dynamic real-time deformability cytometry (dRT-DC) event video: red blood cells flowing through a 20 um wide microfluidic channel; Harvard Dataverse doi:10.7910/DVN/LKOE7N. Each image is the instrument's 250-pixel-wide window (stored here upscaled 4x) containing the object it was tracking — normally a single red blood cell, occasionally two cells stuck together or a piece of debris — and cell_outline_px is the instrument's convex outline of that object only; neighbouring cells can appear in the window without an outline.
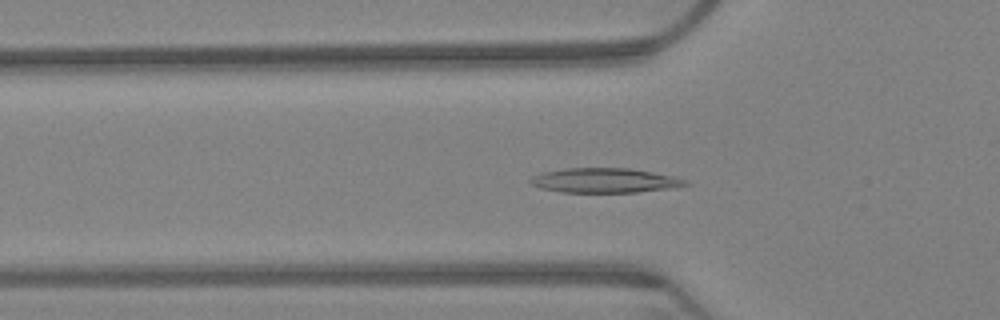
{"species": "Egyptian fruit bat (a non-hibernating species)", "species_latin": "Rousettus aegyptiacus", "temperature_condition": "warm", "stored_images_in_passage": 66, "camera_frame_rate_fps": 3000, "um_per_image_px": 0.085, "animal": {"sex": "female"}, "frame": {"image": 1, "passage_image": 22, "time_ms": 7.0, "image_size_px": [1000, 320], "cell_outline_px": [[692, 184], [676, 188], [636, 192], [560, 192], [540, 188], [532, 184], [528, 180], [532, 176], [540, 172], [564, 168], [628, 168], [676, 176]], "centroid_in_image_um": [51.4, 15.33], "position_along_channel_um": 74.4, "area_um2": 22.48}}
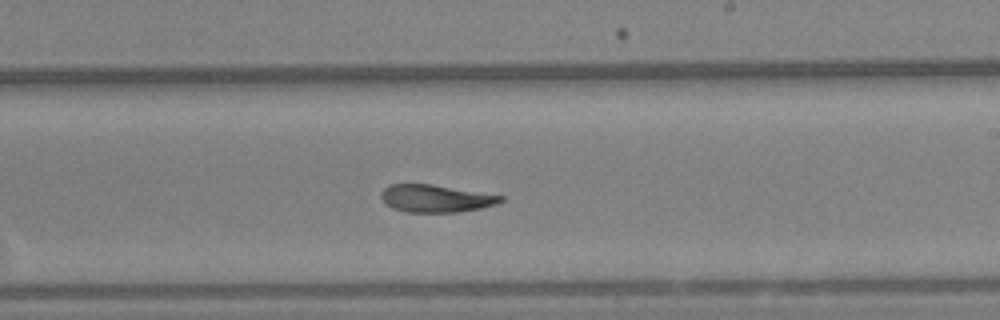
{"frame": {"image": 2, "passage_image": 39, "time_ms": 12.667, "image_size_px": [1000, 320], "cell_outline_px": [[504, 200], [496, 204], [480, 208], [456, 212], [408, 212], [392, 208], [380, 196], [380, 192], [388, 184], [432, 184], [504, 196]], "centroid_in_image_um": [37.03, 16.86], "position_along_channel_um": 252.0, "area_um2": 19.02}}
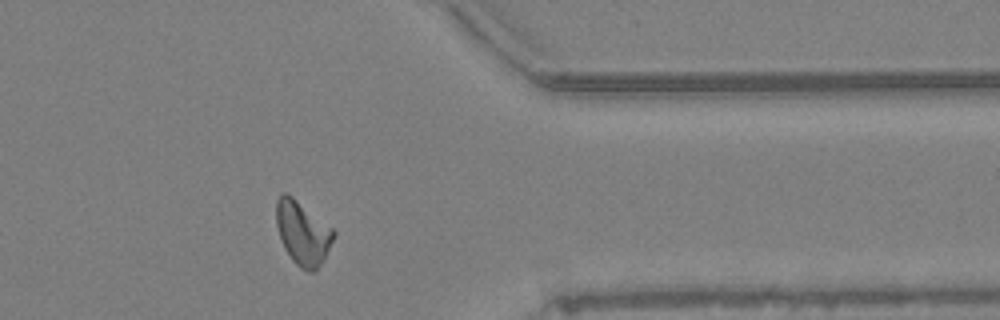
{"frame": {"image": 3, "passage_image": 53, "time_ms": 17.333, "image_size_px": [1000, 320], "cell_outline_px": [[336, 232], [324, 260], [316, 272], [308, 272], [300, 268], [292, 260], [284, 248], [280, 240], [276, 224], [276, 200], [284, 192], [288, 192], [332, 228]], "centroid_in_image_um": [25.71, 19.82], "position_along_channel_um": 385.7, "area_um2": 21.44}, "authors_computed_cell_mechanics": {"area_um2": 20.808, "velocity_mm_per_s": 3.1332, "shape_relaxation_time_tau1_ms": 10.9708, "shape_relaxation_time_tau2_ms": 5.5144, "deformation_change_tau1": 0.2406, "deformation_change_tau2": 0.1141}}